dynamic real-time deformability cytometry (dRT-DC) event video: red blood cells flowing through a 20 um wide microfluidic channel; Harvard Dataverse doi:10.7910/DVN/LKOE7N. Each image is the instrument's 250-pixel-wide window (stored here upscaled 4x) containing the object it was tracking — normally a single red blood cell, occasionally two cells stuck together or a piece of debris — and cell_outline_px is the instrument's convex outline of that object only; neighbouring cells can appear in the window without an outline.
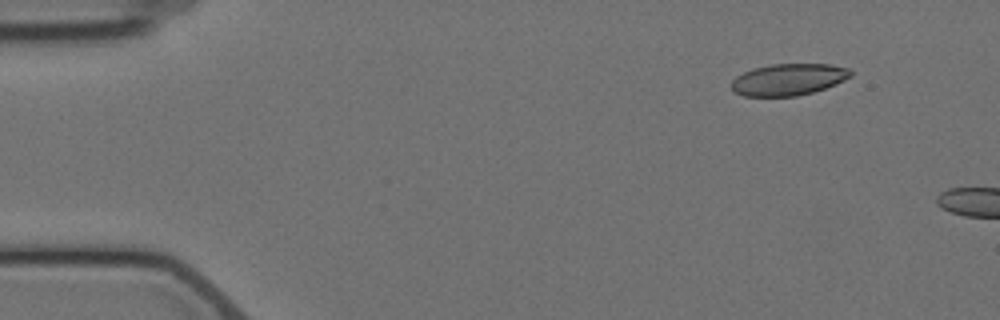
{"species": "Egyptian fruit bat (a non-hibernating species)", "species_latin": "Rousettus aegyptiacus", "temperature_condition": "cold", "stored_images_in_passage": 2, "camera_frame_rate_fps": 3000, "um_per_image_px": 0.085, "animal": {"sex": "female"}, "frame": {"image": 1, "passage_image": 1, "time_ms": 0.0, "image_size_px": [1000, 320], "cell_outline_px": [[852, 76], [836, 84], [812, 92], [796, 96], [744, 96], [732, 92], [732, 80], [736, 76], [752, 68], [772, 64], [832, 64], [848, 68], [852, 72]], "centroid_in_image_um": [67.01, 6.75], "position_along_channel_um": 18.0, "area_um2": 22.08}}